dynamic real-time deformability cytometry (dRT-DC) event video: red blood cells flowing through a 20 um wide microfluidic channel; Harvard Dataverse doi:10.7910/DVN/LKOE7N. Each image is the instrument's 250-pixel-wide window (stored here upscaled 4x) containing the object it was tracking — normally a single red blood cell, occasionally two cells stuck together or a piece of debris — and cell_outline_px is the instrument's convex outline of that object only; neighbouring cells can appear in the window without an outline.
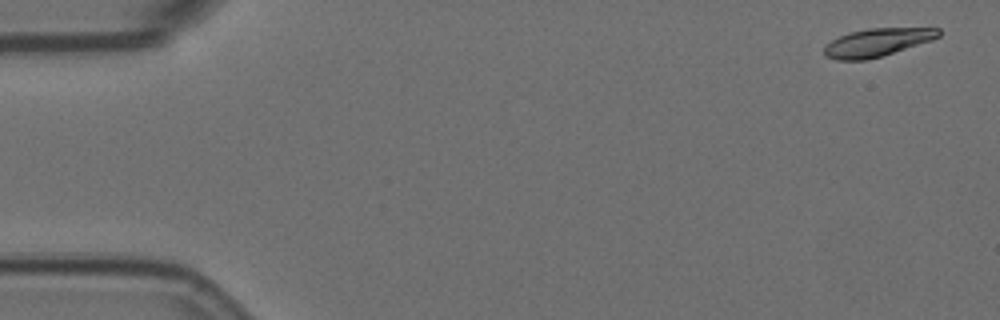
{"species": "Egyptian fruit bat (a non-hibernating species)", "species_latin": "Rousettus aegyptiacus", "temperature_condition": "room temperature", "stored_images_in_passage": 5, "camera_frame_rate_fps": 3000, "um_per_image_px": 0.085, "animal": {"sex": "female"}, "frame": {"image": 1, "passage_image": 1, "time_ms": 0.0, "image_size_px": [1000, 320], "cell_outline_px": [[940, 36], [932, 40], [880, 56], [864, 60], [836, 60], [824, 56], [824, 48], [832, 40], [840, 36], [852, 32], [872, 28], [940, 28]], "centroid_in_image_um": [74.56, 3.61], "position_along_channel_um": 10.4, "area_um2": 18.32}}
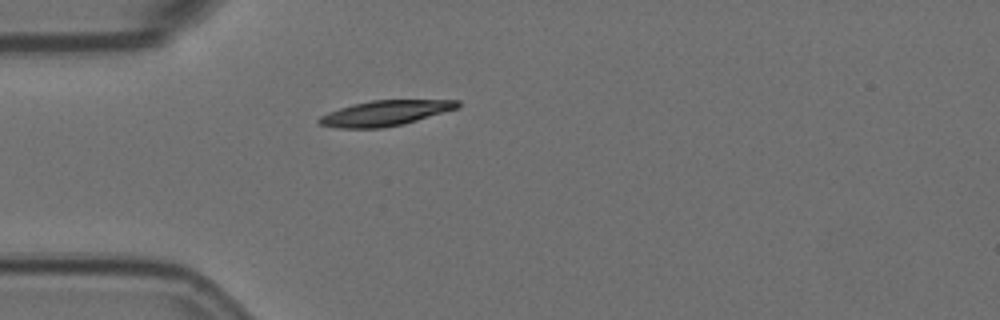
{"frame": {"image": 2, "passage_image": 5, "time_ms": 1.333, "image_size_px": [1000, 320], "cell_outline_px": [[460, 108], [404, 124], [384, 128], [340, 128], [320, 124], [316, 120], [320, 116], [328, 112], [352, 104], [372, 100], [460, 100]], "centroid_in_image_um": [32.77, 9.61], "position_along_channel_um": 52.2, "area_um2": 20.52}}